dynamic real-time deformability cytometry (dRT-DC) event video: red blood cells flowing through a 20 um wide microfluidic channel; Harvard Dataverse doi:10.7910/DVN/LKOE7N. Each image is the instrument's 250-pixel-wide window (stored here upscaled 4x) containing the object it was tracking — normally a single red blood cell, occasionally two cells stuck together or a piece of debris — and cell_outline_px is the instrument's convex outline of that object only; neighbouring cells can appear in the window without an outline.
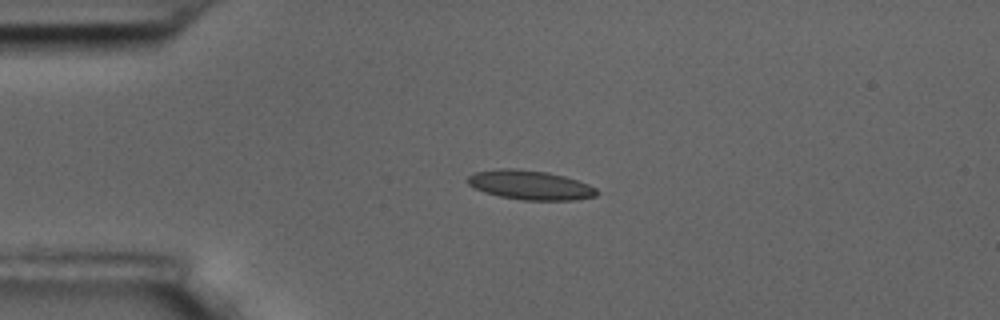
{"species": "common noctule bat (a hibernating species)", "species_latin": "Nyctalus noctula", "temperature_condition": "room temperature", "stored_images_in_passage": 45, "camera_frame_rate_fps": 3000, "um_per_image_px": 0.085, "animal": {"sex": "male", "body_mass_g": 17.5, "forearm_length_mm": 52.3}, "frame": {"image": 1, "passage_image": 1, "time_ms": 0.0, "image_size_px": [1000, 320], "cell_outline_px": [[600, 192], [596, 196], [576, 200], [524, 200], [500, 196], [484, 192], [468, 184], [464, 180], [472, 172], [500, 168], [516, 168], [548, 172], [564, 176], [588, 184], [596, 188]], "centroid_in_image_um": [45.04, 15.72], "position_along_channel_um": 40.0, "area_um2": 22.25}}
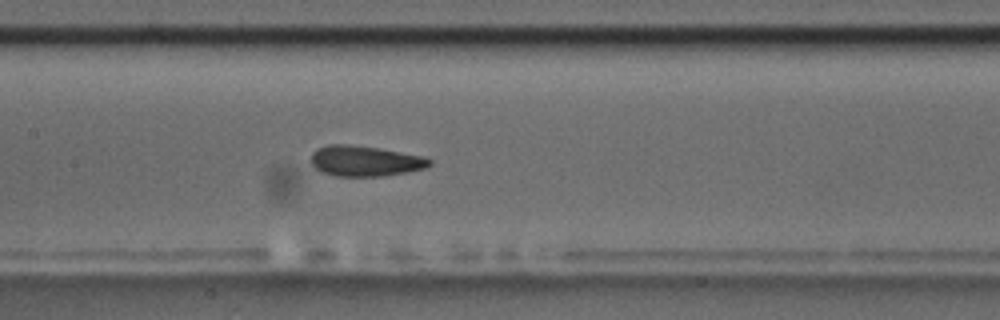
{"frame": {"image": 2, "passage_image": 15, "time_ms": 4.667, "image_size_px": [1000, 320], "cell_outline_px": [[432, 164], [424, 168], [408, 172], [384, 176], [336, 176], [320, 172], [312, 164], [312, 152], [316, 148], [328, 144], [348, 144], [380, 148], [424, 156], [432, 160]], "centroid_in_image_um": [31.03, 13.68], "position_along_channel_um": 176.4, "area_um2": 21.27}}
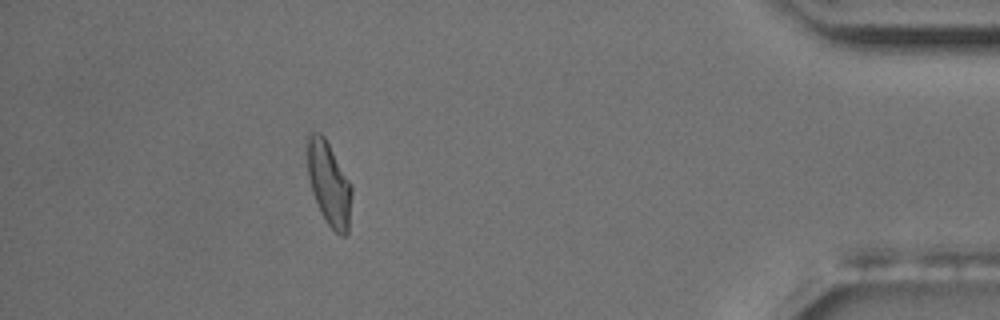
{"frame": {"image": 3, "passage_image": 39, "time_ms": 12.667, "image_size_px": [1000, 320], "cell_outline_px": [[352, 192], [348, 232], [344, 236], [340, 236], [328, 224], [320, 212], [312, 192], [308, 176], [304, 140], [308, 132], [320, 132], [324, 136], [352, 184]], "centroid_in_image_um": [27.92, 15.53], "position_along_channel_um": 407.3, "area_um2": 22.2}, "authors_computed_cell_mechanics": {"area_um2": 21.2704, "velocity_mm_per_s": 3.5219, "shape_relaxation_time_tau1_ms": 6.2146, "shape_relaxation_time_tau2_ms": 1.8841, "deformation_change_tau1": 0.1719, "deformation_change_tau2": 0.0762}}